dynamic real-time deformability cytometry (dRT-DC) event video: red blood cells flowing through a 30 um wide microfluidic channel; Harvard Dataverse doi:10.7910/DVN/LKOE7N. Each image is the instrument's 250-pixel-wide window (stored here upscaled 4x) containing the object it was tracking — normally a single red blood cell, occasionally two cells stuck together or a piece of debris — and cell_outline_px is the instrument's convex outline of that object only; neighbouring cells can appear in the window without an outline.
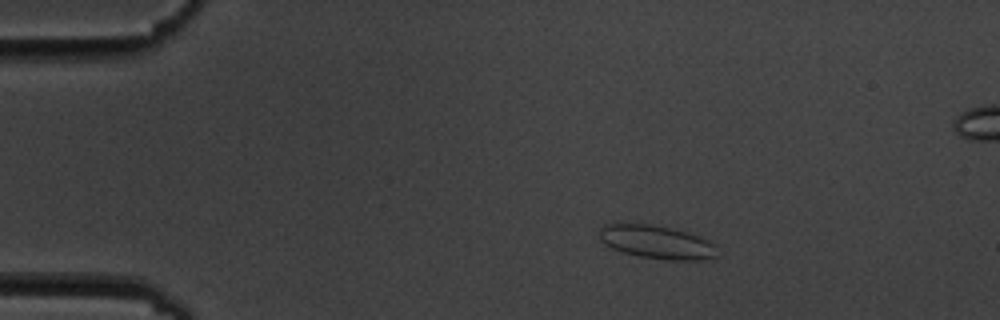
{"species": "common noctule bat (a hibernating species)", "species_latin": "Nyctalus noctula", "temperature_condition": "cold", "stored_images_in_passage": 5, "segment_of_instrument_passage": [1, 2], "camera_frame_rate_fps": 3000, "um_per_image_px": 0.085, "animal": {"sex": "male", "body_mass_g": 19.5, "forearm_length_mm": 54.6}, "frame": {"image": 1, "passage_image": 3, "time_ms": 2.333, "image_size_px": [1000, 320], "cell_outline_px": [[716, 256], [700, 260], [668, 260], [636, 256], [612, 248], [604, 244], [600, 240], [600, 228], [604, 224], [620, 220], [648, 224], [688, 232], [704, 236], [716, 244]], "centroid_in_image_um": [55.78, 20.54], "position_along_channel_um": 29.2, "area_um2": 23.64}}